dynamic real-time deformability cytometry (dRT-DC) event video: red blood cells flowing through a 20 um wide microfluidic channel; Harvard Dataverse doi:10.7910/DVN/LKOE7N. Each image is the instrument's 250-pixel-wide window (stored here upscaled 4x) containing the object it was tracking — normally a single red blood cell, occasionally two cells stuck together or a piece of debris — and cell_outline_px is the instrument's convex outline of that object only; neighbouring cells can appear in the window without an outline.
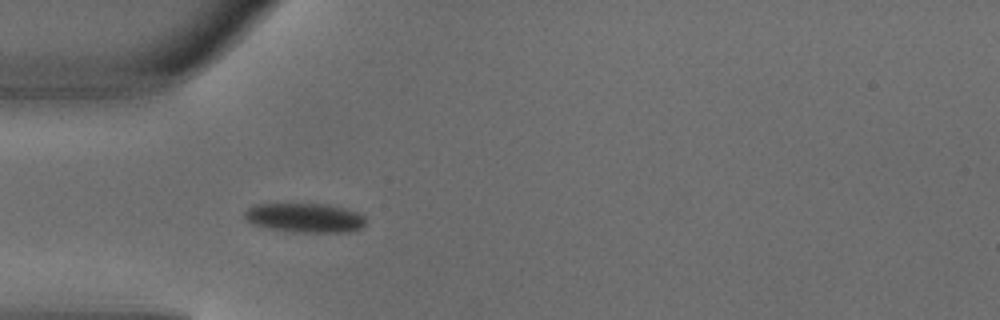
{"species": "common noctule bat (a hibernating species)", "species_latin": "Nyctalus noctula", "temperature_condition": "warm", "stored_images_in_passage": 4, "camera_frame_rate_fps": 3000, "um_per_image_px": 0.085, "animal": {"sex": "male", "body_mass_g": 18.8}, "frame": {"image": 1, "passage_image": 4, "time_ms": 1.0, "image_size_px": [1000, 320], "cell_outline_px": [[364, 224], [360, 228], [348, 232], [292, 232], [268, 228], [252, 224], [244, 216], [244, 212], [248, 208], [256, 204], [324, 204], [344, 208], [356, 212], [364, 216]], "centroid_in_image_um": [25.88, 18.52], "position_along_channel_um": 59.1, "area_um2": 20.52}}